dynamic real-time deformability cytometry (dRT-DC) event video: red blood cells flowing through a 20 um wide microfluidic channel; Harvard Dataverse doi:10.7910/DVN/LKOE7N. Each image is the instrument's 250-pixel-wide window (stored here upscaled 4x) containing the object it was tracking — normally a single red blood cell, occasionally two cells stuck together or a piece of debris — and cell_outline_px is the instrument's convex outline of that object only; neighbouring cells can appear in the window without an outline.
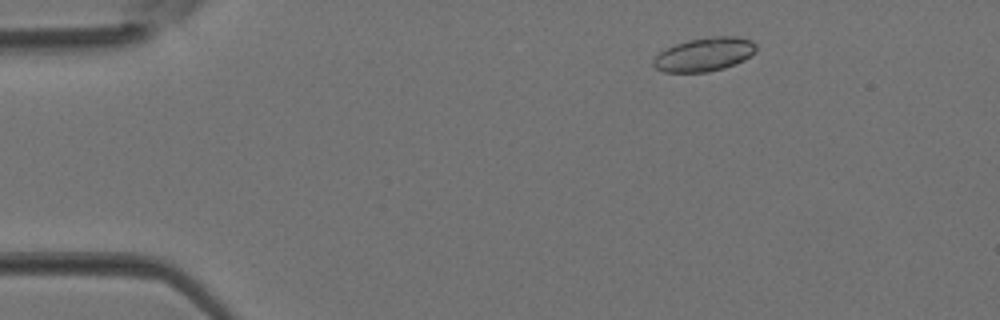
{"species": "Egyptian fruit bat (a non-hibernating species)", "species_latin": "Rousettus aegyptiacus", "temperature_condition": "room temperature", "stored_images_in_passage": 3, "camera_frame_rate_fps": 3000, "um_per_image_px": 0.085, "animal": {"sex": "female"}, "frame": {"image": 1, "passage_image": 1, "time_ms": 0.0, "image_size_px": [1000, 320], "cell_outline_px": [[756, 52], [744, 60], [736, 64], [724, 68], [708, 72], [664, 72], [656, 68], [652, 64], [652, 60], [660, 52], [676, 44], [688, 40], [716, 36], [736, 36], [752, 40], [756, 44]], "centroid_in_image_um": [59.9, 4.63], "position_along_channel_um": 25.1, "area_um2": 20.17}}
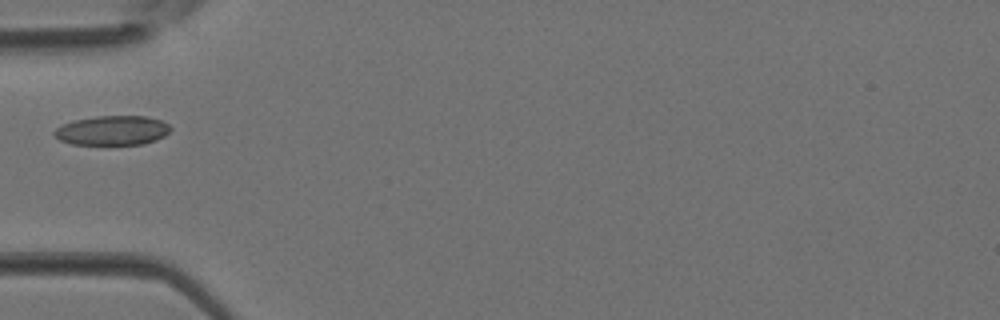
{"frame": {"image": 2, "passage_image": 3, "time_ms": 0.667, "image_size_px": [1000, 320], "cell_outline_px": [[172, 128], [164, 136], [156, 140], [144, 144], [72, 144], [60, 140], [52, 132], [56, 128], [72, 120], [96, 116], [144, 116], [160, 120], [168, 124]], "centroid_in_image_um": [9.55, 11.08], "position_along_channel_um": 75.5, "area_um2": 19.88}}